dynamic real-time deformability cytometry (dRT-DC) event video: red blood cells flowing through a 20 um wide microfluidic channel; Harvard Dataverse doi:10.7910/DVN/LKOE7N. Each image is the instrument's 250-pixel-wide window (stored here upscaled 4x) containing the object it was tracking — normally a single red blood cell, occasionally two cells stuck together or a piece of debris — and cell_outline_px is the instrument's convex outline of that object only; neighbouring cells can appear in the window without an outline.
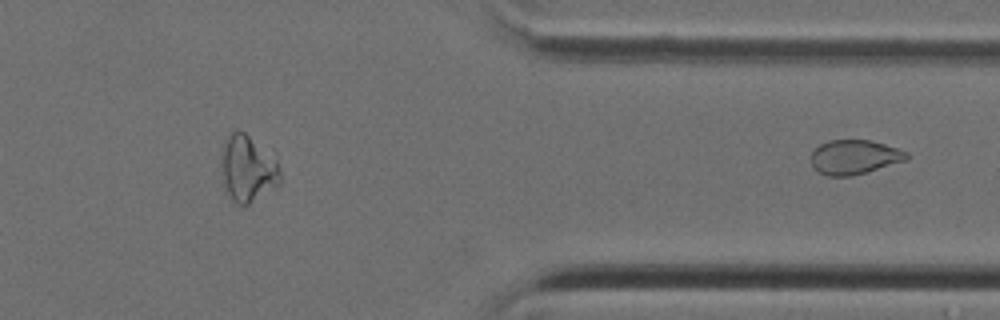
{"species": "Egyptian fruit bat (a non-hibernating species)", "species_latin": "Rousettus aegyptiacus", "temperature_condition": "cold", "stored_images_in_passage": 35, "camera_frame_rate_fps": 3000, "um_per_image_px": 0.085, "animal": {"sex": "female"}, "frame": {"image": 1, "passage_image": 35, "time_ms": 11.333, "image_size_px": [1000, 320], "cell_outline_px": [[908, 156], [904, 160], [852, 176], [824, 176], [816, 172], [812, 168], [812, 152], [820, 144], [828, 140], [872, 140], [908, 152]], "centroid_in_image_um": [72.55, 13.35], "position_along_channel_um": 338.8, "area_um2": 19.02}}